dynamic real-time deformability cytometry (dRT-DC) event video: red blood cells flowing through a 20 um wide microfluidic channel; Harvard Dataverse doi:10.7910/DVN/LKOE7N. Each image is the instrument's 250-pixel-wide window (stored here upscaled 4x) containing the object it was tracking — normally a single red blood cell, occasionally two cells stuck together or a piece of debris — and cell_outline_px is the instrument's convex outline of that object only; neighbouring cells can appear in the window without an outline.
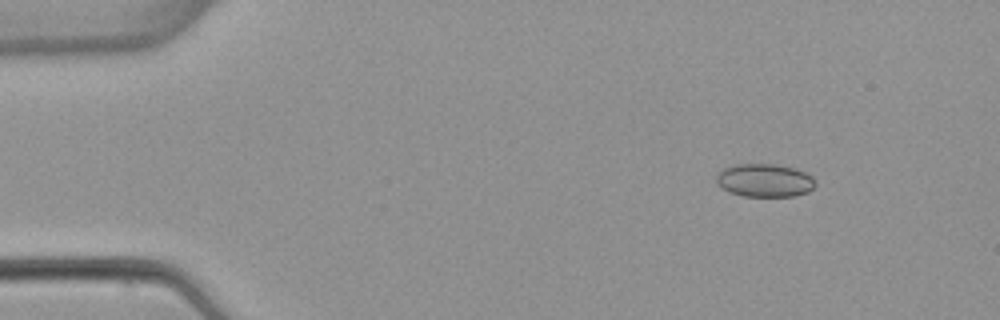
{"species": "common noctule bat (a hibernating species)", "species_latin": "Nyctalus noctula", "temperature_condition": "warm", "stored_images_in_passage": 5, "camera_frame_rate_fps": 3000, "um_per_image_px": 0.085, "animal": {"sex": "female", "body_mass_g": 22.7, "forearm_length_mm": 54.2}, "frame": {"image": 1, "passage_image": 1, "time_ms": 0.0, "image_size_px": [1000, 320], "cell_outline_px": [[816, 184], [808, 192], [792, 196], [744, 196], [728, 192], [716, 180], [716, 172], [724, 168], [736, 164], [776, 164], [792, 168], [804, 172], [812, 176], [816, 180]], "centroid_in_image_um": [64.99, 15.33], "position_along_channel_um": 20.0, "area_um2": 19.07}}
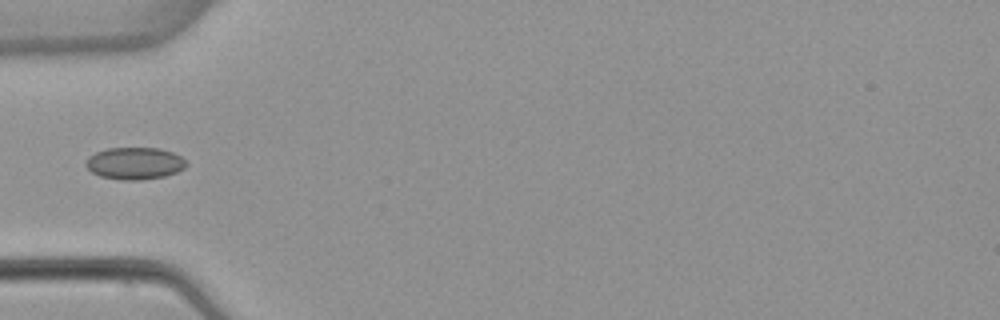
{"frame": {"image": 2, "passage_image": 4, "time_ms": 3.667, "image_size_px": [1000, 320], "cell_outline_px": [[188, 164], [184, 168], [176, 172], [164, 176], [140, 180], [124, 180], [100, 176], [92, 172], [84, 164], [88, 156], [96, 152], [108, 148], [160, 148], [172, 152], [180, 156]], "centroid_in_image_um": [11.43, 13.88], "position_along_channel_um": 73.6, "area_um2": 18.73}}